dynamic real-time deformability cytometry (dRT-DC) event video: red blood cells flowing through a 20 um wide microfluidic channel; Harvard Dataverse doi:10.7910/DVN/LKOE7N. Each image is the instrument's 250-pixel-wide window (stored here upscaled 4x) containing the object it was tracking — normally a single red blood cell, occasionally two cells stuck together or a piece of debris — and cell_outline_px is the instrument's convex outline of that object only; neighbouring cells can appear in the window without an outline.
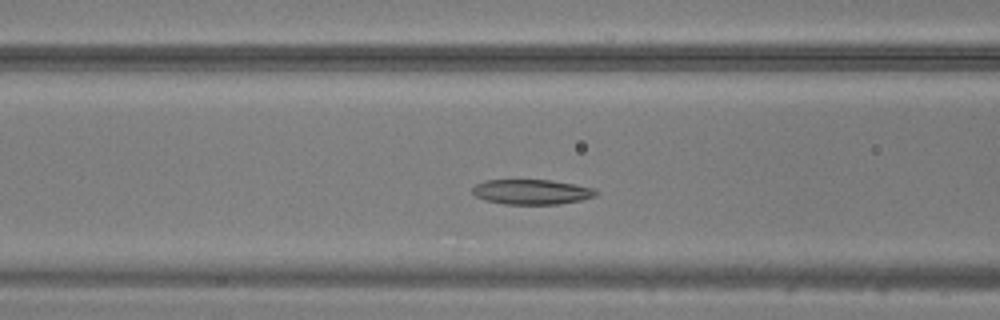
{"species": "common noctule bat (a hibernating species)", "species_latin": "Nyctalus noctula", "temperature_condition": "warm", "stored_images_in_passage": 36, "camera_frame_rate_fps": 3000, "um_per_image_px": 0.085, "animal": {"sex": "male", "body_mass_g": 20.5, "forearm_length_mm": 52.5}, "frame": {"image": 1, "passage_image": 6, "time_ms": 1.667, "image_size_px": [1000, 320], "cell_outline_px": [[596, 196], [580, 200], [560, 204], [504, 204], [484, 200], [476, 196], [472, 192], [472, 188], [476, 184], [484, 180], [548, 180], [572, 184], [592, 188], [596, 192]], "centroid_in_image_um": [45.13, 16.31], "position_along_channel_um": 121.5, "area_um2": 17.8}}
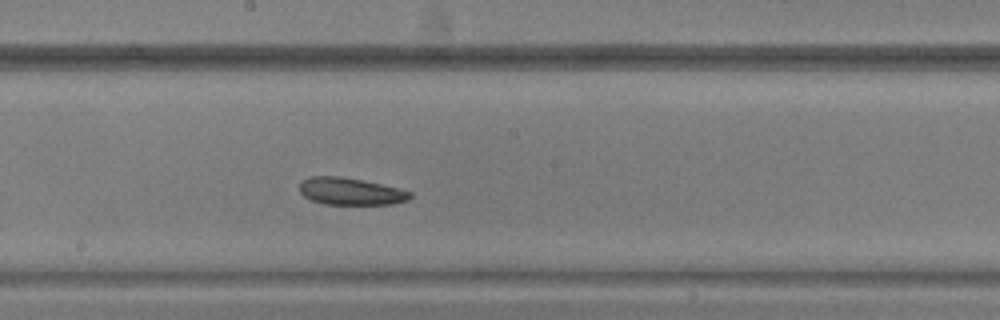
{"frame": {"image": 2, "passage_image": 13, "time_ms": 4.0, "image_size_px": [1000, 320], "cell_outline_px": [[412, 196], [408, 200], [392, 204], [324, 204], [312, 200], [304, 196], [300, 192], [300, 184], [304, 180], [312, 176], [340, 176], [400, 188], [412, 192]], "centroid_in_image_um": [29.82, 16.27], "position_along_channel_um": 218.4, "area_um2": 17.34}}
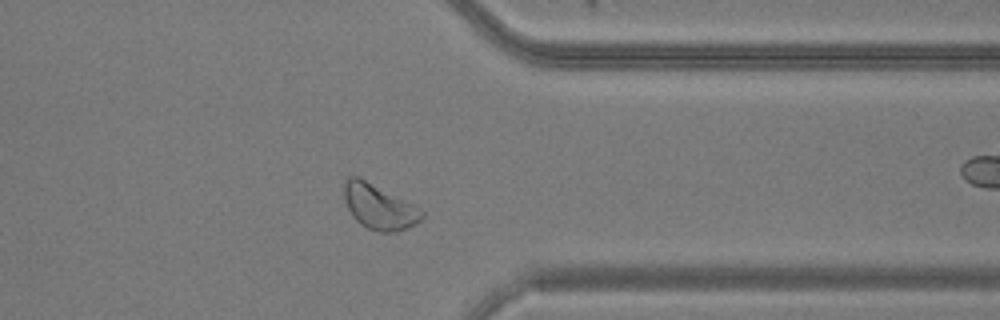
{"frame": {"image": 3, "passage_image": 25, "time_ms": 8.0, "image_size_px": [1000, 320], "cell_outline_px": [[424, 216], [420, 220], [408, 228], [396, 232], [380, 232], [368, 228], [360, 224], [352, 216], [344, 200], [344, 184], [348, 176], [360, 176], [416, 204], [424, 212]], "centroid_in_image_um": [32.24, 17.55], "position_along_channel_um": 379.2, "area_um2": 20.87}}